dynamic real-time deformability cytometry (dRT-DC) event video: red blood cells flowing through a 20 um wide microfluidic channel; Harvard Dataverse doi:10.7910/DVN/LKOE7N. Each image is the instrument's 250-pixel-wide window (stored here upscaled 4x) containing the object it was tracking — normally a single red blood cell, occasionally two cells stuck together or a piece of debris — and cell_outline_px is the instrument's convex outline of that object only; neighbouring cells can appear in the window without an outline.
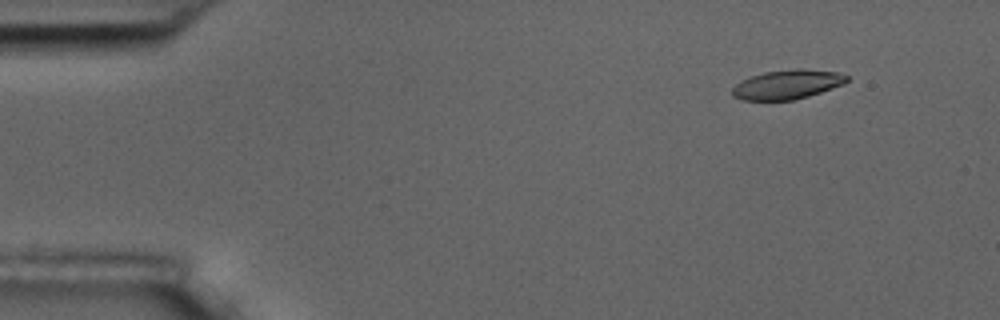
{"species": "common noctule bat (a hibernating species)", "species_latin": "Nyctalus noctula", "temperature_condition": "room temperature", "stored_images_in_passage": 5, "camera_frame_rate_fps": 3000, "um_per_image_px": 0.085, "animal": {"sex": "male", "body_mass_g": 17.5, "forearm_length_mm": 52.3}, "frame": {"image": 1, "passage_image": 2, "time_ms": 1.333, "image_size_px": [1000, 320], "cell_outline_px": [[848, 80], [844, 84], [808, 96], [792, 100], [740, 100], [732, 96], [732, 88], [740, 80], [764, 72], [796, 68], [800, 68], [836, 72], [848, 76]], "centroid_in_image_um": [66.88, 7.18], "position_along_channel_um": 18.1, "area_um2": 19.54}}
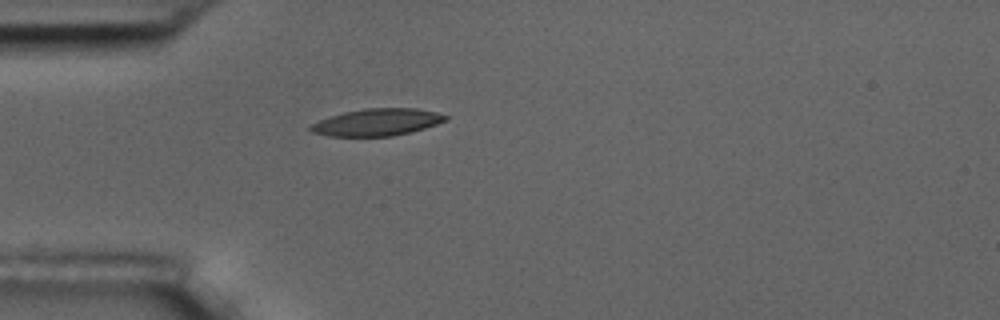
{"frame": {"image": 2, "passage_image": 5, "time_ms": 4.667, "image_size_px": [1000, 320], "cell_outline_px": [[448, 120], [424, 128], [392, 136], [328, 136], [312, 132], [308, 128], [312, 124], [320, 120], [344, 112], [364, 108], [416, 108], [436, 112], [448, 116]], "centroid_in_image_um": [32.06, 10.38], "position_along_channel_um": 52.9, "area_um2": 21.1}}